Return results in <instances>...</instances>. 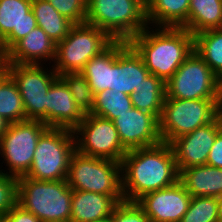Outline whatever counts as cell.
Here are the masks:
<instances>
[{
	"instance_id": "6da1fadb",
	"label": "cell",
	"mask_w": 222,
	"mask_h": 222,
	"mask_svg": "<svg viewBox=\"0 0 222 222\" xmlns=\"http://www.w3.org/2000/svg\"><path fill=\"white\" fill-rule=\"evenodd\" d=\"M179 176L169 143L129 150L121 161L124 200L137 202L145 194L175 184Z\"/></svg>"
},
{
	"instance_id": "7a4b0ae2",
	"label": "cell",
	"mask_w": 222,
	"mask_h": 222,
	"mask_svg": "<svg viewBox=\"0 0 222 222\" xmlns=\"http://www.w3.org/2000/svg\"><path fill=\"white\" fill-rule=\"evenodd\" d=\"M154 28L143 29L128 43L141 56L149 73L166 83L194 50V35L183 27Z\"/></svg>"
},
{
	"instance_id": "3957f363",
	"label": "cell",
	"mask_w": 222,
	"mask_h": 222,
	"mask_svg": "<svg viewBox=\"0 0 222 222\" xmlns=\"http://www.w3.org/2000/svg\"><path fill=\"white\" fill-rule=\"evenodd\" d=\"M85 23L113 40L129 42L148 27L146 0H87Z\"/></svg>"
},
{
	"instance_id": "277c9868",
	"label": "cell",
	"mask_w": 222,
	"mask_h": 222,
	"mask_svg": "<svg viewBox=\"0 0 222 222\" xmlns=\"http://www.w3.org/2000/svg\"><path fill=\"white\" fill-rule=\"evenodd\" d=\"M72 189L67 180L18 178L17 204L41 222H70Z\"/></svg>"
},
{
	"instance_id": "5b68a950",
	"label": "cell",
	"mask_w": 222,
	"mask_h": 222,
	"mask_svg": "<svg viewBox=\"0 0 222 222\" xmlns=\"http://www.w3.org/2000/svg\"><path fill=\"white\" fill-rule=\"evenodd\" d=\"M222 112V99L165 98L159 118V134L162 142L193 132L212 122Z\"/></svg>"
},
{
	"instance_id": "8992f818",
	"label": "cell",
	"mask_w": 222,
	"mask_h": 222,
	"mask_svg": "<svg viewBox=\"0 0 222 222\" xmlns=\"http://www.w3.org/2000/svg\"><path fill=\"white\" fill-rule=\"evenodd\" d=\"M67 183L72 190L111 196L117 203L124 201L121 163L86 156L75 151L71 156Z\"/></svg>"
},
{
	"instance_id": "52a82bcc",
	"label": "cell",
	"mask_w": 222,
	"mask_h": 222,
	"mask_svg": "<svg viewBox=\"0 0 222 222\" xmlns=\"http://www.w3.org/2000/svg\"><path fill=\"white\" fill-rule=\"evenodd\" d=\"M75 151L73 130L48 128L38 140L32 166L25 177L48 181L67 179L70 159Z\"/></svg>"
},
{
	"instance_id": "ba28073f",
	"label": "cell",
	"mask_w": 222,
	"mask_h": 222,
	"mask_svg": "<svg viewBox=\"0 0 222 222\" xmlns=\"http://www.w3.org/2000/svg\"><path fill=\"white\" fill-rule=\"evenodd\" d=\"M114 40L96 26L74 24L68 35L56 44L53 69L59 75L80 72L94 56L104 51Z\"/></svg>"
},
{
	"instance_id": "9c48e42d",
	"label": "cell",
	"mask_w": 222,
	"mask_h": 222,
	"mask_svg": "<svg viewBox=\"0 0 222 222\" xmlns=\"http://www.w3.org/2000/svg\"><path fill=\"white\" fill-rule=\"evenodd\" d=\"M165 87L166 98L222 99V81L195 50L165 83Z\"/></svg>"
},
{
	"instance_id": "30bf717a",
	"label": "cell",
	"mask_w": 222,
	"mask_h": 222,
	"mask_svg": "<svg viewBox=\"0 0 222 222\" xmlns=\"http://www.w3.org/2000/svg\"><path fill=\"white\" fill-rule=\"evenodd\" d=\"M48 128L40 120L9 123L0 138V155L9 170L6 174L19 178L28 173L38 140Z\"/></svg>"
},
{
	"instance_id": "8fae6325",
	"label": "cell",
	"mask_w": 222,
	"mask_h": 222,
	"mask_svg": "<svg viewBox=\"0 0 222 222\" xmlns=\"http://www.w3.org/2000/svg\"><path fill=\"white\" fill-rule=\"evenodd\" d=\"M7 73L16 82L23 101L26 120H40L46 125V94L59 77L43 64L5 63Z\"/></svg>"
},
{
	"instance_id": "7c38bea8",
	"label": "cell",
	"mask_w": 222,
	"mask_h": 222,
	"mask_svg": "<svg viewBox=\"0 0 222 222\" xmlns=\"http://www.w3.org/2000/svg\"><path fill=\"white\" fill-rule=\"evenodd\" d=\"M73 134L76 151L86 156L121 163L128 152L119 140L113 121L91 113L85 114Z\"/></svg>"
},
{
	"instance_id": "4fadbf2b",
	"label": "cell",
	"mask_w": 222,
	"mask_h": 222,
	"mask_svg": "<svg viewBox=\"0 0 222 222\" xmlns=\"http://www.w3.org/2000/svg\"><path fill=\"white\" fill-rule=\"evenodd\" d=\"M222 129V112L210 123L174 139L173 149L179 174L189 167L207 165L217 133Z\"/></svg>"
},
{
	"instance_id": "5bb4252c",
	"label": "cell",
	"mask_w": 222,
	"mask_h": 222,
	"mask_svg": "<svg viewBox=\"0 0 222 222\" xmlns=\"http://www.w3.org/2000/svg\"><path fill=\"white\" fill-rule=\"evenodd\" d=\"M149 74L143 59L128 42L114 40L111 43L110 89L130 95Z\"/></svg>"
},
{
	"instance_id": "9a60e30c",
	"label": "cell",
	"mask_w": 222,
	"mask_h": 222,
	"mask_svg": "<svg viewBox=\"0 0 222 222\" xmlns=\"http://www.w3.org/2000/svg\"><path fill=\"white\" fill-rule=\"evenodd\" d=\"M191 198L183 183L178 180L169 187L145 194L137 203L150 222H181Z\"/></svg>"
},
{
	"instance_id": "2e32d148",
	"label": "cell",
	"mask_w": 222,
	"mask_h": 222,
	"mask_svg": "<svg viewBox=\"0 0 222 222\" xmlns=\"http://www.w3.org/2000/svg\"><path fill=\"white\" fill-rule=\"evenodd\" d=\"M119 140L127 150L155 146L162 142L159 120L151 113L132 108L113 120Z\"/></svg>"
},
{
	"instance_id": "e0dca14e",
	"label": "cell",
	"mask_w": 222,
	"mask_h": 222,
	"mask_svg": "<svg viewBox=\"0 0 222 222\" xmlns=\"http://www.w3.org/2000/svg\"><path fill=\"white\" fill-rule=\"evenodd\" d=\"M37 26L32 0H0V37L6 53Z\"/></svg>"
},
{
	"instance_id": "ac0fdd59",
	"label": "cell",
	"mask_w": 222,
	"mask_h": 222,
	"mask_svg": "<svg viewBox=\"0 0 222 222\" xmlns=\"http://www.w3.org/2000/svg\"><path fill=\"white\" fill-rule=\"evenodd\" d=\"M46 126L74 130L85 113L79 108L65 82L58 77L46 94Z\"/></svg>"
},
{
	"instance_id": "d6986e66",
	"label": "cell",
	"mask_w": 222,
	"mask_h": 222,
	"mask_svg": "<svg viewBox=\"0 0 222 222\" xmlns=\"http://www.w3.org/2000/svg\"><path fill=\"white\" fill-rule=\"evenodd\" d=\"M55 55L56 43L42 28L36 26L6 53L4 63L41 64L43 60L54 63Z\"/></svg>"
},
{
	"instance_id": "ffe728a7",
	"label": "cell",
	"mask_w": 222,
	"mask_h": 222,
	"mask_svg": "<svg viewBox=\"0 0 222 222\" xmlns=\"http://www.w3.org/2000/svg\"><path fill=\"white\" fill-rule=\"evenodd\" d=\"M116 204L109 195L72 190L70 222H92L109 218Z\"/></svg>"
},
{
	"instance_id": "44dd1931",
	"label": "cell",
	"mask_w": 222,
	"mask_h": 222,
	"mask_svg": "<svg viewBox=\"0 0 222 222\" xmlns=\"http://www.w3.org/2000/svg\"><path fill=\"white\" fill-rule=\"evenodd\" d=\"M179 180L191 197L222 196V169L209 165L193 166L184 169Z\"/></svg>"
},
{
	"instance_id": "7402d4cb",
	"label": "cell",
	"mask_w": 222,
	"mask_h": 222,
	"mask_svg": "<svg viewBox=\"0 0 222 222\" xmlns=\"http://www.w3.org/2000/svg\"><path fill=\"white\" fill-rule=\"evenodd\" d=\"M189 6L190 0H146L148 25L188 30Z\"/></svg>"
},
{
	"instance_id": "603a6c76",
	"label": "cell",
	"mask_w": 222,
	"mask_h": 222,
	"mask_svg": "<svg viewBox=\"0 0 222 222\" xmlns=\"http://www.w3.org/2000/svg\"><path fill=\"white\" fill-rule=\"evenodd\" d=\"M221 26L222 0H190L188 31L192 35Z\"/></svg>"
},
{
	"instance_id": "cb8c5ba5",
	"label": "cell",
	"mask_w": 222,
	"mask_h": 222,
	"mask_svg": "<svg viewBox=\"0 0 222 222\" xmlns=\"http://www.w3.org/2000/svg\"><path fill=\"white\" fill-rule=\"evenodd\" d=\"M133 108L149 112L158 120L162 113L166 98L165 82L153 74H149L138 89L130 94Z\"/></svg>"
},
{
	"instance_id": "d4e9b609",
	"label": "cell",
	"mask_w": 222,
	"mask_h": 222,
	"mask_svg": "<svg viewBox=\"0 0 222 222\" xmlns=\"http://www.w3.org/2000/svg\"><path fill=\"white\" fill-rule=\"evenodd\" d=\"M32 11L34 12L37 26L42 28L56 44L68 35L74 25L46 0H32Z\"/></svg>"
},
{
	"instance_id": "484cf974",
	"label": "cell",
	"mask_w": 222,
	"mask_h": 222,
	"mask_svg": "<svg viewBox=\"0 0 222 222\" xmlns=\"http://www.w3.org/2000/svg\"><path fill=\"white\" fill-rule=\"evenodd\" d=\"M194 50L222 81V29L195 34Z\"/></svg>"
},
{
	"instance_id": "4316f807",
	"label": "cell",
	"mask_w": 222,
	"mask_h": 222,
	"mask_svg": "<svg viewBox=\"0 0 222 222\" xmlns=\"http://www.w3.org/2000/svg\"><path fill=\"white\" fill-rule=\"evenodd\" d=\"M90 85L94 96L111 86V44L91 58L80 71Z\"/></svg>"
},
{
	"instance_id": "83f0119b",
	"label": "cell",
	"mask_w": 222,
	"mask_h": 222,
	"mask_svg": "<svg viewBox=\"0 0 222 222\" xmlns=\"http://www.w3.org/2000/svg\"><path fill=\"white\" fill-rule=\"evenodd\" d=\"M0 116L8 123L26 120L18 86L8 73L0 80Z\"/></svg>"
},
{
	"instance_id": "f1b7e54d",
	"label": "cell",
	"mask_w": 222,
	"mask_h": 222,
	"mask_svg": "<svg viewBox=\"0 0 222 222\" xmlns=\"http://www.w3.org/2000/svg\"><path fill=\"white\" fill-rule=\"evenodd\" d=\"M132 108L130 95L116 89H108L95 95L94 107L90 113L113 121Z\"/></svg>"
},
{
	"instance_id": "f546056e",
	"label": "cell",
	"mask_w": 222,
	"mask_h": 222,
	"mask_svg": "<svg viewBox=\"0 0 222 222\" xmlns=\"http://www.w3.org/2000/svg\"><path fill=\"white\" fill-rule=\"evenodd\" d=\"M69 88L74 101L86 114L94 107V94L85 77L80 72H66L59 75Z\"/></svg>"
},
{
	"instance_id": "4dcf8cb0",
	"label": "cell",
	"mask_w": 222,
	"mask_h": 222,
	"mask_svg": "<svg viewBox=\"0 0 222 222\" xmlns=\"http://www.w3.org/2000/svg\"><path fill=\"white\" fill-rule=\"evenodd\" d=\"M181 222H219L218 198L192 197Z\"/></svg>"
},
{
	"instance_id": "1f68e13d",
	"label": "cell",
	"mask_w": 222,
	"mask_h": 222,
	"mask_svg": "<svg viewBox=\"0 0 222 222\" xmlns=\"http://www.w3.org/2000/svg\"><path fill=\"white\" fill-rule=\"evenodd\" d=\"M17 197L18 178L6 174L3 169L0 170V217H5L17 204Z\"/></svg>"
},
{
	"instance_id": "d6a6232c",
	"label": "cell",
	"mask_w": 222,
	"mask_h": 222,
	"mask_svg": "<svg viewBox=\"0 0 222 222\" xmlns=\"http://www.w3.org/2000/svg\"><path fill=\"white\" fill-rule=\"evenodd\" d=\"M73 24L85 23L87 0H46Z\"/></svg>"
},
{
	"instance_id": "836d02e7",
	"label": "cell",
	"mask_w": 222,
	"mask_h": 222,
	"mask_svg": "<svg viewBox=\"0 0 222 222\" xmlns=\"http://www.w3.org/2000/svg\"><path fill=\"white\" fill-rule=\"evenodd\" d=\"M109 219L110 222H150L137 202L125 200L115 205Z\"/></svg>"
},
{
	"instance_id": "e575fe53",
	"label": "cell",
	"mask_w": 222,
	"mask_h": 222,
	"mask_svg": "<svg viewBox=\"0 0 222 222\" xmlns=\"http://www.w3.org/2000/svg\"><path fill=\"white\" fill-rule=\"evenodd\" d=\"M9 222H41L33 213L16 204L5 216Z\"/></svg>"
},
{
	"instance_id": "d590c367",
	"label": "cell",
	"mask_w": 222,
	"mask_h": 222,
	"mask_svg": "<svg viewBox=\"0 0 222 222\" xmlns=\"http://www.w3.org/2000/svg\"><path fill=\"white\" fill-rule=\"evenodd\" d=\"M207 165L222 169V129L217 133L214 145L207 158Z\"/></svg>"
},
{
	"instance_id": "8d00e7d4",
	"label": "cell",
	"mask_w": 222,
	"mask_h": 222,
	"mask_svg": "<svg viewBox=\"0 0 222 222\" xmlns=\"http://www.w3.org/2000/svg\"><path fill=\"white\" fill-rule=\"evenodd\" d=\"M8 125L9 123L2 116H0V138L6 132Z\"/></svg>"
},
{
	"instance_id": "74e56055",
	"label": "cell",
	"mask_w": 222,
	"mask_h": 222,
	"mask_svg": "<svg viewBox=\"0 0 222 222\" xmlns=\"http://www.w3.org/2000/svg\"><path fill=\"white\" fill-rule=\"evenodd\" d=\"M218 219L222 222V196L218 198Z\"/></svg>"
},
{
	"instance_id": "f35d334b",
	"label": "cell",
	"mask_w": 222,
	"mask_h": 222,
	"mask_svg": "<svg viewBox=\"0 0 222 222\" xmlns=\"http://www.w3.org/2000/svg\"><path fill=\"white\" fill-rule=\"evenodd\" d=\"M7 74L5 63L0 67V80Z\"/></svg>"
},
{
	"instance_id": "ab89813d",
	"label": "cell",
	"mask_w": 222,
	"mask_h": 222,
	"mask_svg": "<svg viewBox=\"0 0 222 222\" xmlns=\"http://www.w3.org/2000/svg\"><path fill=\"white\" fill-rule=\"evenodd\" d=\"M0 54L4 56V42L0 37Z\"/></svg>"
},
{
	"instance_id": "60d3db41",
	"label": "cell",
	"mask_w": 222,
	"mask_h": 222,
	"mask_svg": "<svg viewBox=\"0 0 222 222\" xmlns=\"http://www.w3.org/2000/svg\"><path fill=\"white\" fill-rule=\"evenodd\" d=\"M4 62H5V57L2 54H0V67L4 64Z\"/></svg>"
},
{
	"instance_id": "b9f144b4",
	"label": "cell",
	"mask_w": 222,
	"mask_h": 222,
	"mask_svg": "<svg viewBox=\"0 0 222 222\" xmlns=\"http://www.w3.org/2000/svg\"><path fill=\"white\" fill-rule=\"evenodd\" d=\"M92 222H110L109 218L103 219V220H99V221H92Z\"/></svg>"
},
{
	"instance_id": "7bdbcfd3",
	"label": "cell",
	"mask_w": 222,
	"mask_h": 222,
	"mask_svg": "<svg viewBox=\"0 0 222 222\" xmlns=\"http://www.w3.org/2000/svg\"><path fill=\"white\" fill-rule=\"evenodd\" d=\"M0 222H9L5 217H0Z\"/></svg>"
}]
</instances>
